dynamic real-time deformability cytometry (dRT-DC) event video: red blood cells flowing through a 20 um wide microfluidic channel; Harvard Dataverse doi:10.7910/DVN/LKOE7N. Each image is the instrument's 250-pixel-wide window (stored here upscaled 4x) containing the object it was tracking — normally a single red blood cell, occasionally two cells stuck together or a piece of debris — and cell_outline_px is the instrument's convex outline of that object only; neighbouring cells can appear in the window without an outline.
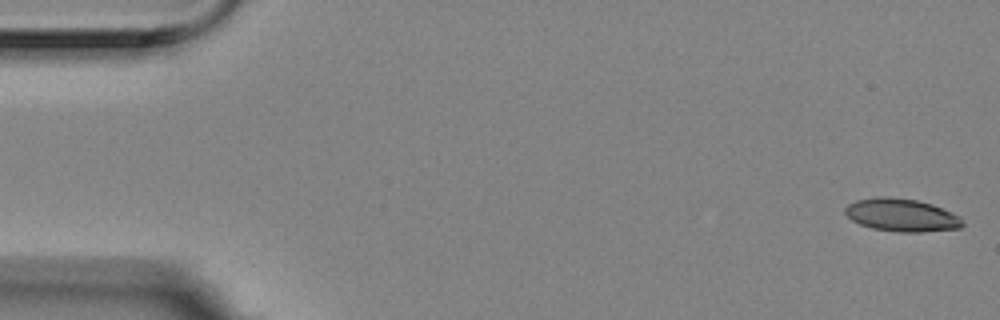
{"species": "Egyptian fruit bat (a non-hibernating species)", "species_latin": "Rousettus aegyptiacus", "temperature_condition": "room temperature", "stored_images_in_passage": 5, "camera_frame_rate_fps": 3000, "um_per_image_px": 0.085, "animal": {"sex": "female"}, "frame": {"image": 1, "passage_image": 1, "time_ms": 0.0, "image_size_px": [1000, 320], "cell_outline_px": [[964, 224], [960, 228], [920, 232], [896, 232], [872, 228], [860, 224], [852, 220], [844, 212], [844, 208], [848, 204], [856, 200], [876, 196], [888, 196], [916, 200], [932, 204], [952, 212], [960, 216]], "centroid_in_image_um": [76.62, 18.27], "position_along_channel_um": 8.4, "area_um2": 22.6}}
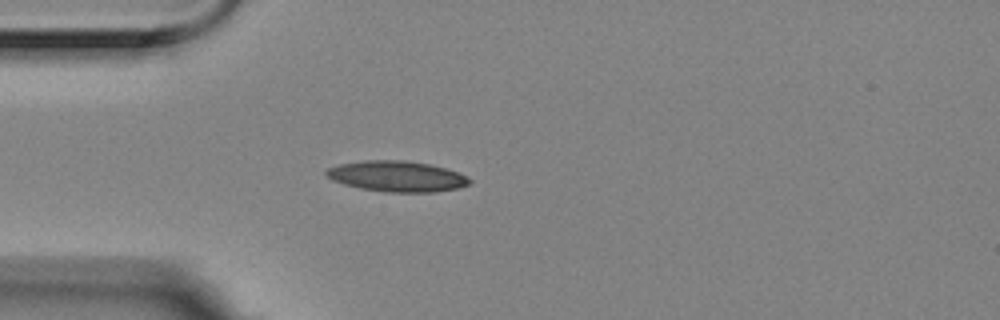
{"frame": {"image": 2, "passage_image": 5, "time_ms": 1.333, "image_size_px": [1000, 320], "cell_outline_px": [[472, 180], [468, 184], [456, 188], [432, 192], [388, 192], [360, 188], [344, 184], [332, 180], [324, 176], [324, 172], [328, 168], [340, 164], [364, 160], [404, 160], [432, 164], [448, 168], [468, 176]], "centroid_in_image_um": [33.73, 14.97], "position_along_channel_um": 51.3, "area_um2": 25.78}}